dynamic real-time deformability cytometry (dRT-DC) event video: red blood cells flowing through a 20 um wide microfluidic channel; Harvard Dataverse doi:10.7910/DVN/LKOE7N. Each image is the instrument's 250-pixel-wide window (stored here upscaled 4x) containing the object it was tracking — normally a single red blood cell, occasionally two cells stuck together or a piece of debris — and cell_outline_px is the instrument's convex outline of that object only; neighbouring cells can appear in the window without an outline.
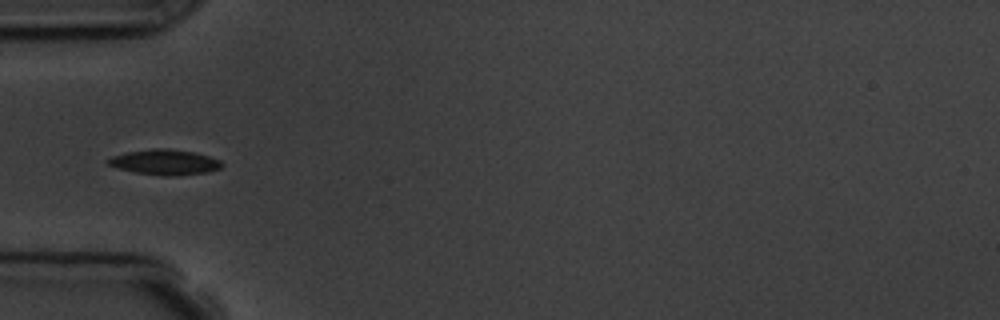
{"species": "common noctule bat (a hibernating species)", "species_latin": "Nyctalus noctula", "temperature_condition": "room temperature", "stored_images_in_passage": 5, "camera_frame_rate_fps": 3000, "um_per_image_px": 0.085, "animal": {"sex": "male", "body_mass_g": 19.5, "forearm_length_mm": 54.6}, "frame": {"image": 1, "passage_image": 2, "time_ms": 1.0, "image_size_px": [1000, 320], "cell_outline_px": [[224, 164], [220, 168], [208, 172], [176, 176], [164, 176], [136, 172], [116, 168], [108, 164], [104, 160], [112, 156], [128, 152], [152, 148], [168, 148], [196, 152], [220, 160]], "centroid_in_image_um": [14.01, 13.78], "position_along_channel_um": 71.0, "area_um2": 16.94}}
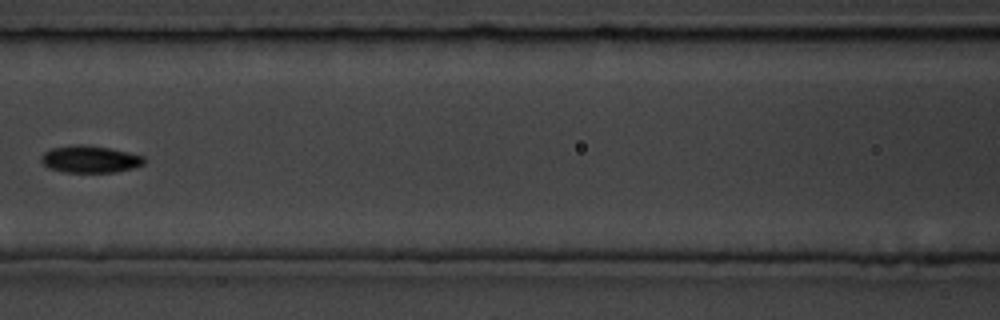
{"frame": {"image": 2, "passage_image": 4, "time_ms": 3.333, "image_size_px": [1000, 320], "cell_outline_px": [[144, 164], [132, 168], [116, 172], [64, 172], [48, 168], [40, 160], [40, 156], [44, 152], [52, 148], [76, 144], [80, 144], [108, 148], [128, 152], [144, 156]], "centroid_in_image_um": [7.62, 13.53], "position_along_channel_um": 159.0, "area_um2": 16.18}}